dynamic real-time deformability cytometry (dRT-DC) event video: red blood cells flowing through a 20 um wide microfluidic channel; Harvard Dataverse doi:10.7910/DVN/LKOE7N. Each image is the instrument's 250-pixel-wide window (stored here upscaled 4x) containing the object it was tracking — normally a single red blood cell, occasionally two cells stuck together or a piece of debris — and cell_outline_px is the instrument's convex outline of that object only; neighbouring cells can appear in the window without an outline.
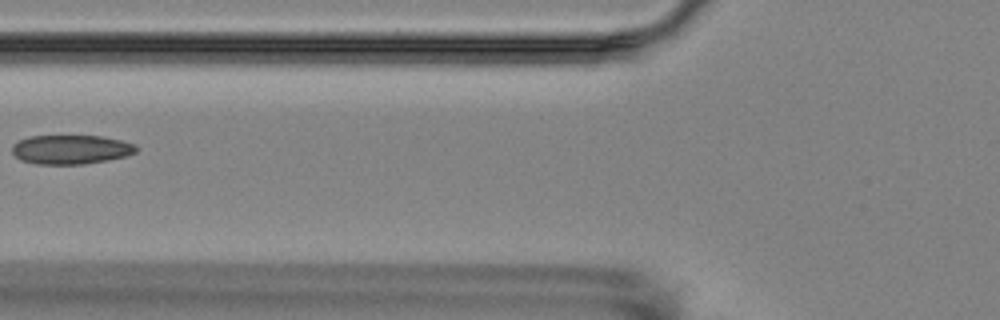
{"species": "Egyptian fruit bat (a non-hibernating species)", "species_latin": "Rousettus aegyptiacus", "temperature_condition": "room temperature", "stored_images_in_passage": 3, "camera_frame_rate_fps": 3000, "um_per_image_px": 0.085, "animal": {"sex": "female"}, "frame": {"image": 1, "passage_image": 2, "time_ms": 1.333, "image_size_px": [1000, 320], "cell_outline_px": [[140, 148], [136, 152], [124, 156], [108, 160], [84, 164], [36, 164], [20, 160], [12, 152], [12, 144], [28, 136], [100, 136], [120, 140], [136, 144]], "centroid_in_image_um": [6.03, 12.71], "position_along_channel_um": 119.8, "area_um2": 21.15}}
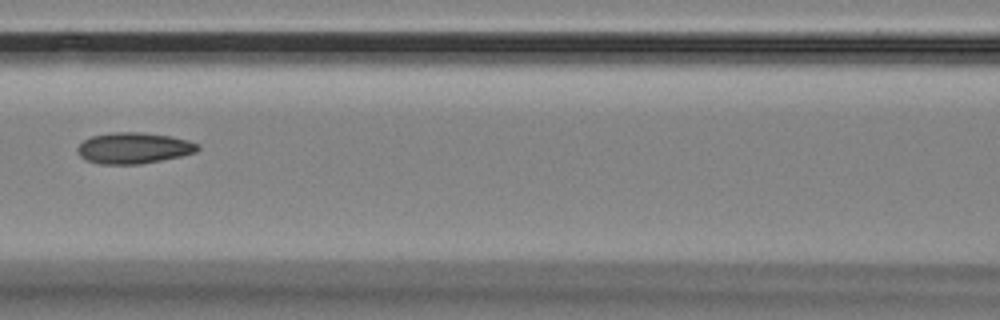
{"frame": {"image": 2, "passage_image": 3, "time_ms": 2.333, "image_size_px": [1000, 320], "cell_outline_px": [[200, 148], [196, 152], [180, 156], [140, 164], [100, 164], [84, 160], [80, 156], [76, 148], [84, 140], [92, 136], [112, 132], [140, 132], [172, 136], [188, 140], [200, 144]], "centroid_in_image_um": [11.36, 12.58], "position_along_channel_um": 155.2, "area_um2": 21.85}}